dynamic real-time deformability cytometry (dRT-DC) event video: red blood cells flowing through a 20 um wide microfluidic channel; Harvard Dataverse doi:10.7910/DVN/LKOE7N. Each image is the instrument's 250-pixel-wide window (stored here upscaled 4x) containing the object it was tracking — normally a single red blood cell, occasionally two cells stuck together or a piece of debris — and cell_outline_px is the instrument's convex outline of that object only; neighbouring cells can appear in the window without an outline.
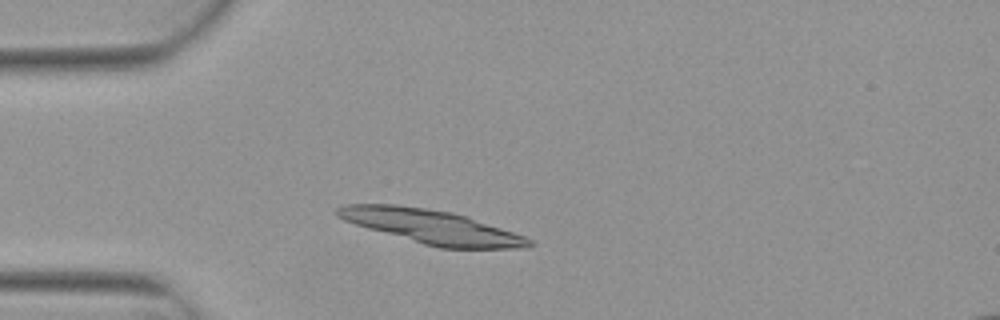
{"species": "Egyptian fruit bat (a non-hibernating species)", "species_latin": "Rousettus aegyptiacus", "temperature_condition": "warm", "stored_images_in_passage": 4, "camera_frame_rate_fps": 3000, "um_per_image_px": 0.085, "animal": {"sex": "female"}, "frame": {"image": 1, "passage_image": 3, "time_ms": 0.667, "image_size_px": [1000, 320], "cell_outline_px": [[536, 244], [520, 248], [440, 248], [424, 244], [368, 228], [344, 220], [336, 216], [336, 208], [344, 204], [396, 204], [452, 212], [524, 236], [532, 240]], "centroid_in_image_um": [36.64, 19.26], "position_along_channel_um": 48.4, "area_um2": 37.17}}